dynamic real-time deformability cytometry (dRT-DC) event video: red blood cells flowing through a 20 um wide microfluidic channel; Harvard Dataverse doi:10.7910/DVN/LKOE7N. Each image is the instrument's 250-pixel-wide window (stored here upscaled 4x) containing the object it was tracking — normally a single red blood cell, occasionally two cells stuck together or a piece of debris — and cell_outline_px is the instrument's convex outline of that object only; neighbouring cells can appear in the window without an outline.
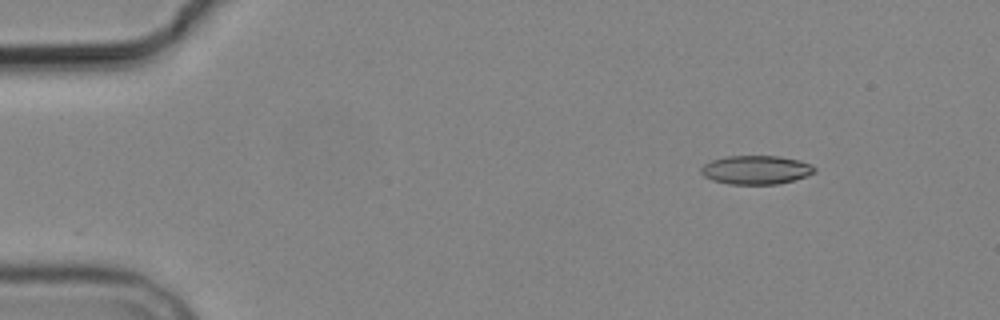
{"species": "common noctule bat (a hibernating species)", "species_latin": "Nyctalus noctula", "temperature_condition": "cold", "stored_images_in_passage": 4, "camera_frame_rate_fps": 3000, "um_per_image_px": 0.085, "animal": {"sex": "male", "body_mass_g": 19.2, "forearm_length_mm": 51.8}, "frame": {"image": 1, "passage_image": 1, "time_ms": 0.0, "image_size_px": [1000, 320], "cell_outline_px": [[816, 172], [792, 180], [776, 184], [728, 184], [712, 180], [704, 176], [700, 172], [700, 168], [704, 164], [712, 160], [728, 156], [780, 156], [800, 160], [812, 164], [816, 168]], "centroid_in_image_um": [64.26, 14.43], "position_along_channel_um": 20.7, "area_um2": 19.02}}
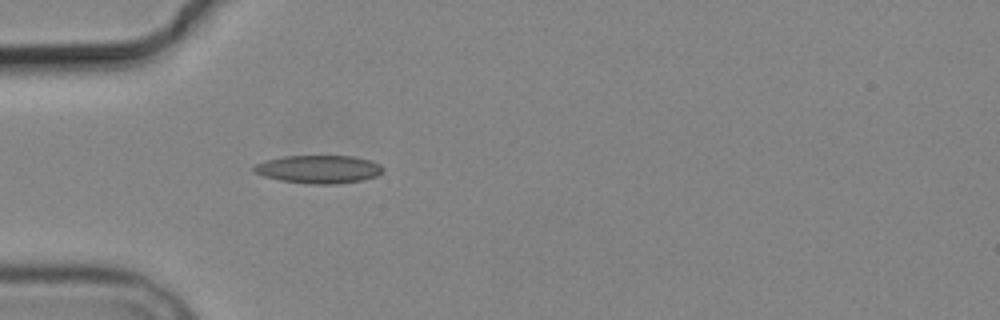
{"frame": {"image": 2, "passage_image": 4, "time_ms": 3.333, "image_size_px": [1000, 320], "cell_outline_px": [[384, 172], [376, 176], [364, 180], [336, 184], [312, 184], [280, 180], [264, 176], [252, 172], [252, 168], [256, 164], [268, 160], [284, 156], [352, 156], [372, 160], [380, 164], [384, 168]], "centroid_in_image_um": [27.13, 14.39], "position_along_channel_um": 57.9, "area_um2": 21.21}}